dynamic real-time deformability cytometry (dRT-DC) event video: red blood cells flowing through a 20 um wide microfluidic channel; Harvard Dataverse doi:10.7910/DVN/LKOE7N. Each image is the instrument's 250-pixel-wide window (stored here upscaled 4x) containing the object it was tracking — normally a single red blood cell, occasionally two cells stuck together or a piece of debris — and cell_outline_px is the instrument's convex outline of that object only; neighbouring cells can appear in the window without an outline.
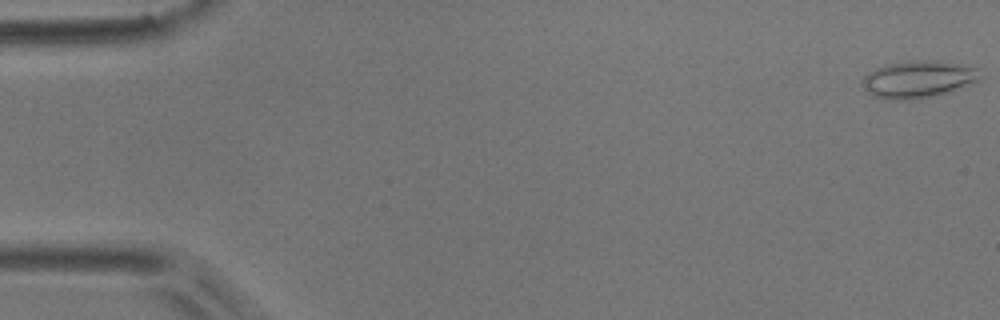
{"species": "common noctule bat (a hibernating species)", "species_latin": "Nyctalus noctula", "temperature_condition": "room temperature", "stored_images_in_passage": 54, "camera_frame_rate_fps": 3000, "um_per_image_px": 0.085, "animal": {"sex": "male", "body_mass_g": 17.9}, "frame": {"image": 1, "passage_image": 1, "time_ms": 0.0, "image_size_px": [1000, 320], "cell_outline_px": [[984, 76], [980, 80], [932, 96], [912, 100], [888, 100], [872, 96], [860, 84], [860, 80], [864, 76], [876, 68], [888, 64], [908, 60], [940, 60], [960, 64], [976, 68]], "centroid_in_image_um": [78.01, 6.73], "position_along_channel_um": 7.0, "area_um2": 25.61}}
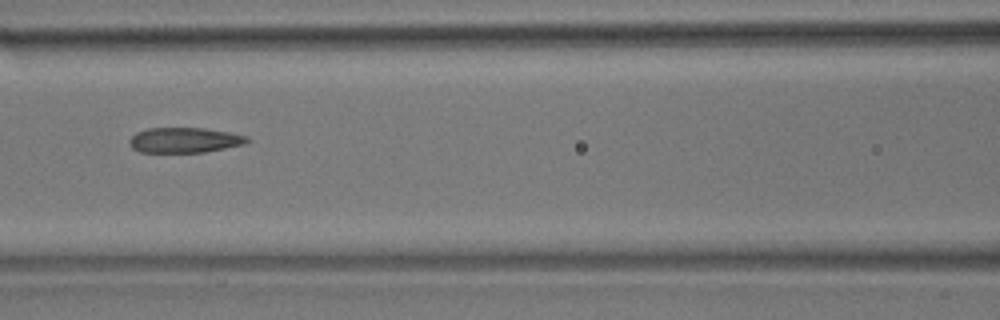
{"frame": {"image": 2, "passage_image": 24, "time_ms": 7.667, "image_size_px": [1000, 320], "cell_outline_px": [[252, 140], [244, 144], [204, 152], [140, 152], [132, 148], [128, 144], [128, 140], [136, 132], [148, 128], [204, 128], [228, 132], [248, 136]], "centroid_in_image_um": [15.67, 11.91], "position_along_channel_um": 150.9, "area_um2": 17.34}}
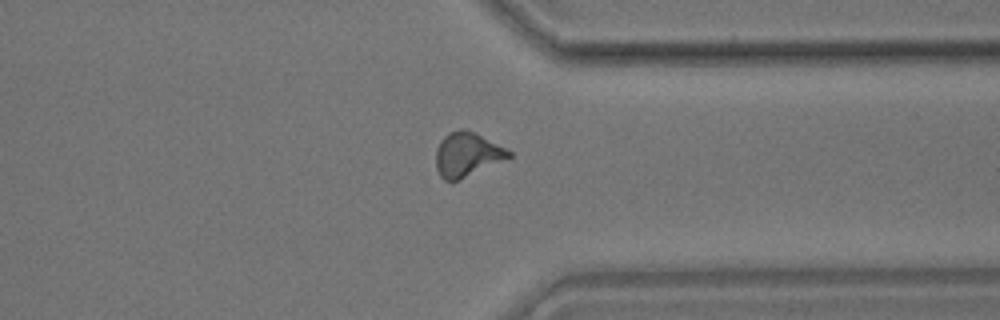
{"frame": {"image": 3, "passage_image": 42, "time_ms": 13.667, "image_size_px": [1000, 320], "cell_outline_px": [[512, 156], [460, 180], [444, 180], [440, 176], [436, 168], [436, 148], [440, 140], [448, 132], [460, 128], [464, 128], [476, 132], [512, 152]], "centroid_in_image_um": [39.68, 13.11], "position_along_channel_um": 371.7, "area_um2": 18.84}}